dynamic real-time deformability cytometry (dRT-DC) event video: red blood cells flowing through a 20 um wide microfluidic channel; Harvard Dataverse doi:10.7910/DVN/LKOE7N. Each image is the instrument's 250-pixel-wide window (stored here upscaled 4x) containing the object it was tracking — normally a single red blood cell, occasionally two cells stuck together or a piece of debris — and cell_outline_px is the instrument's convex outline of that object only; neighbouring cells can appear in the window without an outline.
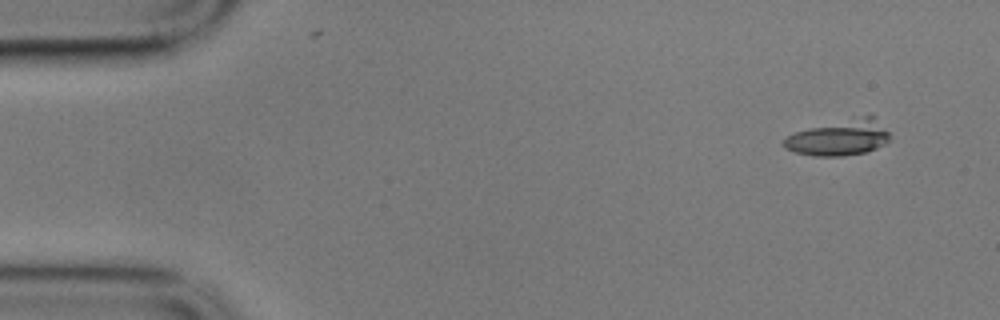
{"species": "common noctule bat (a hibernating species)", "species_latin": "Nyctalus noctula", "temperature_condition": "cold", "stored_images_in_passage": 5, "camera_frame_rate_fps": 3000, "um_per_image_px": 0.085, "animal": {"sex": "male", "body_mass_g": 17.9}, "frame": {"image": 1, "passage_image": 1, "time_ms": 0.0, "image_size_px": [1000, 320], "cell_outline_px": [[888, 140], [884, 144], [876, 148], [864, 152], [844, 156], [812, 156], [796, 152], [784, 148], [780, 144], [788, 136], [796, 132], [808, 128], [864, 116], [872, 116], [888, 132]], "centroid_in_image_um": [71.28, 11.74], "position_along_channel_um": 13.7, "area_um2": 21.39}}